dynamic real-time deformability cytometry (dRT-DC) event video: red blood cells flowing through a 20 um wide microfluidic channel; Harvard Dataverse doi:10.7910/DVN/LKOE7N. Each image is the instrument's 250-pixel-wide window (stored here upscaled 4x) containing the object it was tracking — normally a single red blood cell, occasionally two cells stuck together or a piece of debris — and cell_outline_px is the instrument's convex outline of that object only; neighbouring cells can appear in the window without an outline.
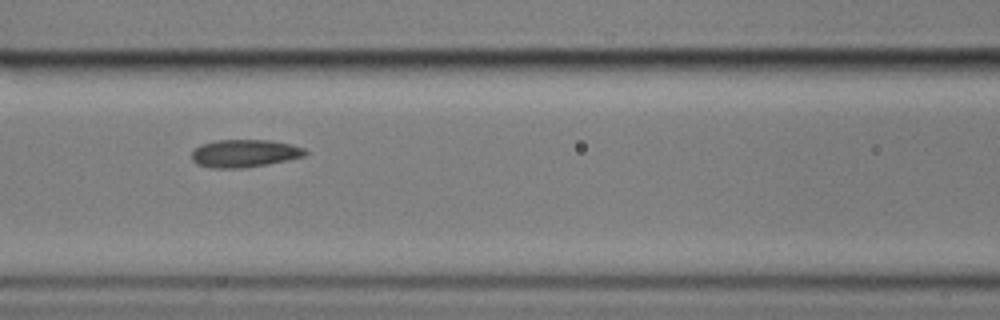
{"species": "common noctule bat (a hibernating species)", "species_latin": "Nyctalus noctula", "temperature_condition": "cold", "stored_images_in_passage": 7, "segment_of_instrument_passage": [1, 2], "camera_frame_rate_fps": 3000, "um_per_image_px": 0.085, "animal": {"sex": "male", "body_mass_g": 17.9}, "frame": {"image": 1, "passage_image": 5, "time_ms": 5.667, "image_size_px": [1000, 320], "cell_outline_px": [[308, 152], [304, 156], [268, 164], [244, 168], [212, 168], [196, 164], [192, 160], [192, 152], [200, 144], [216, 140], [268, 140], [292, 144], [304, 148]], "centroid_in_image_um": [20.77, 13.03], "position_along_channel_um": 145.8, "area_um2": 18.38}}
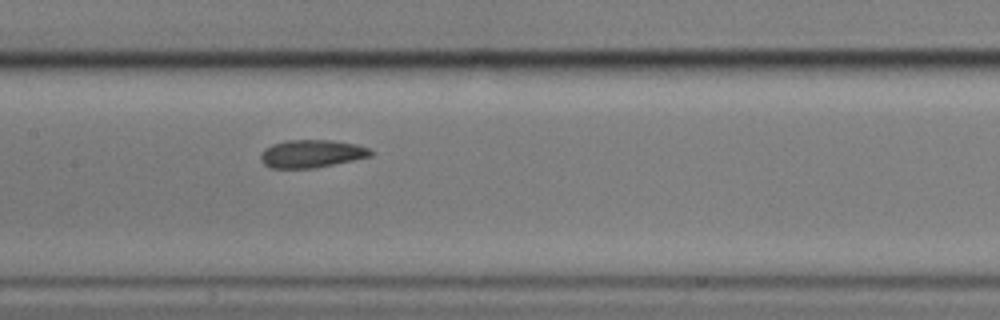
{"frame": {"image": 2, "passage_image": 6, "time_ms": 6.667, "image_size_px": [1000, 320], "cell_outline_px": [[372, 156], [316, 168], [268, 168], [260, 160], [260, 152], [264, 148], [272, 144], [284, 140], [332, 140], [356, 144], [368, 148], [372, 152]], "centroid_in_image_um": [26.44, 13.06], "position_along_channel_um": 181.0, "area_um2": 18.03}}